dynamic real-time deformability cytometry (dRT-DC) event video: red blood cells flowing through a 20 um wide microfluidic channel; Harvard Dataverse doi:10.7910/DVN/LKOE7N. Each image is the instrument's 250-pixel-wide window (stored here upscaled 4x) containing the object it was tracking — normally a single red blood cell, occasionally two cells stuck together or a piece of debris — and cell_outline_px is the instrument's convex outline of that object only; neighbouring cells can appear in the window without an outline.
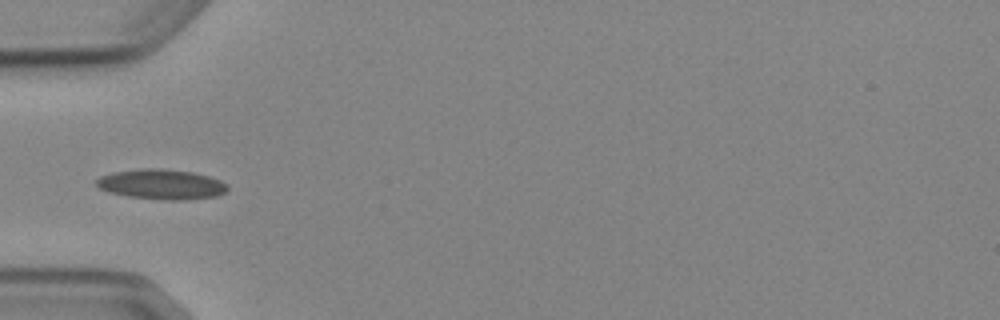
{"species": "Egyptian fruit bat (a non-hibernating species)", "species_latin": "Rousettus aegyptiacus", "temperature_condition": "cold", "stored_images_in_passage": 6, "camera_frame_rate_fps": 3000, "um_per_image_px": 0.085, "animal": {"sex": "female"}, "frame": {"image": 1, "passage_image": 5, "time_ms": 4.667, "image_size_px": [1000, 320], "cell_outline_px": [[228, 188], [224, 192], [216, 196], [188, 200], [164, 200], [128, 196], [108, 192], [96, 188], [96, 180], [100, 176], [112, 172], [140, 168], [164, 168], [192, 172], [208, 176], [220, 180], [228, 184]], "centroid_in_image_um": [13.69, 15.66], "position_along_channel_um": 71.3, "area_um2": 23.24}}
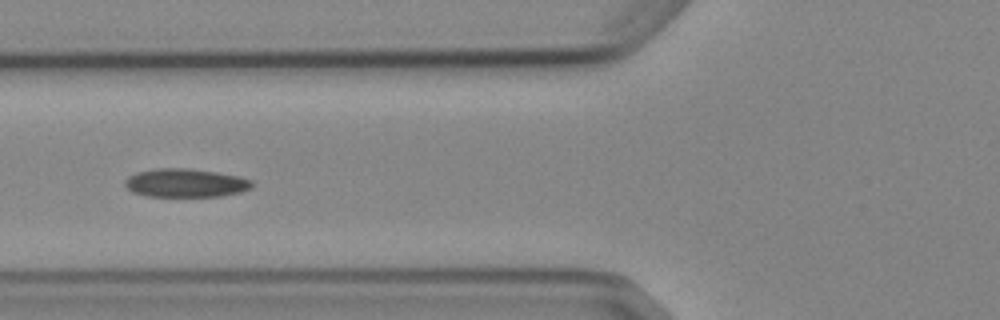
{"frame": {"image": 2, "passage_image": 6, "time_ms": 5.667, "image_size_px": [1000, 320], "cell_outline_px": [[252, 188], [240, 192], [220, 196], [148, 196], [132, 192], [124, 184], [124, 180], [128, 176], [136, 172], [156, 168], [192, 168], [240, 176], [252, 180]], "centroid_in_image_um": [15.76, 15.54], "position_along_channel_um": 110.0, "area_um2": 21.21}}